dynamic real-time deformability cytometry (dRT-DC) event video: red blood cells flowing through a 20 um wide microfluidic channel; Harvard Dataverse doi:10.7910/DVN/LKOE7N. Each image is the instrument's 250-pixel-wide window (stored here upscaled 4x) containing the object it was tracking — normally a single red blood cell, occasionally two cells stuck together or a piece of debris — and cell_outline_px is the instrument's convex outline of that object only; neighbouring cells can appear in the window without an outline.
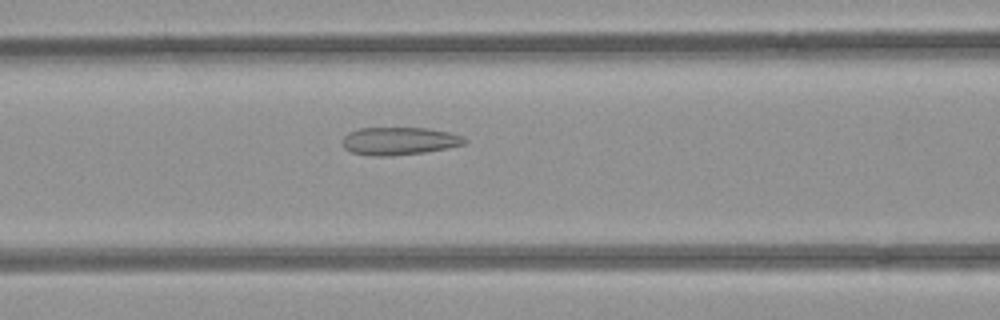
{"species": "common noctule bat (a hibernating species)", "species_latin": "Nyctalus noctula", "temperature_condition": "room temperature", "stored_images_in_passage": 39, "camera_frame_rate_fps": 3000, "um_per_image_px": 0.085, "animal": {"sex": "female", "body_mass_g": 21.9}, "frame": {"image": 1, "passage_image": 9, "time_ms": 2.667, "image_size_px": [1000, 320], "cell_outline_px": [[468, 140], [464, 144], [424, 152], [392, 156], [372, 156], [352, 152], [344, 148], [340, 144], [340, 140], [348, 132], [360, 128], [428, 128], [448, 132], [464, 136]], "centroid_in_image_um": [33.88, 11.98], "position_along_channel_um": 132.7, "area_um2": 19.88}}
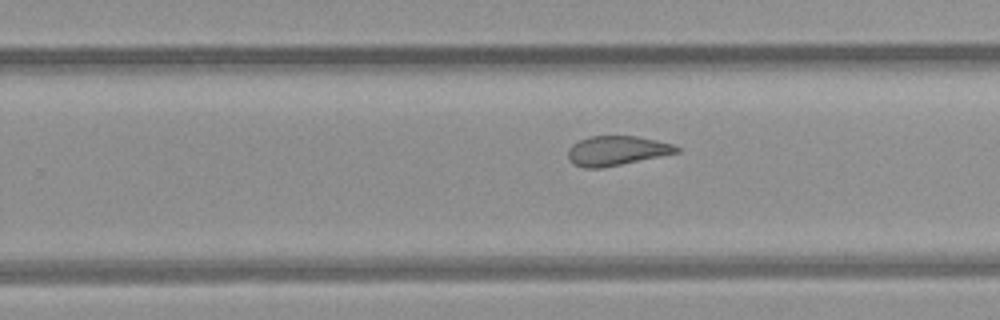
{"frame": {"image": 2, "passage_image": 20, "time_ms": 6.333, "image_size_px": [1000, 320], "cell_outline_px": [[680, 152], [600, 168], [584, 168], [572, 164], [568, 160], [568, 148], [572, 144], [588, 136], [636, 136], [656, 140], [672, 144], [680, 148]], "centroid_in_image_um": [52.37, 12.8], "position_along_channel_um": 277.4, "area_um2": 18.61}}
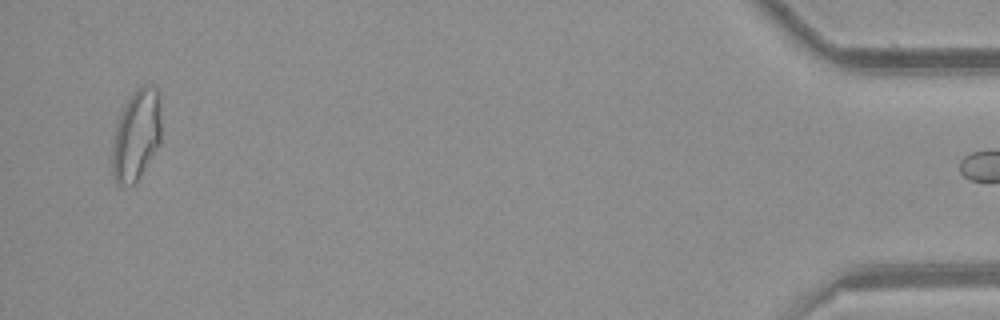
{"frame": {"image": 3, "passage_image": 38, "time_ms": 12.333, "image_size_px": [1000, 320], "cell_outline_px": [[160, 144], [140, 176], [132, 184], [120, 184], [112, 176], [112, 148], [116, 124], [128, 96], [144, 84], [148, 84], [156, 88], [160, 100]], "centroid_in_image_um": [11.59, 11.45], "position_along_channel_um": 423.6, "area_um2": 25.89}}